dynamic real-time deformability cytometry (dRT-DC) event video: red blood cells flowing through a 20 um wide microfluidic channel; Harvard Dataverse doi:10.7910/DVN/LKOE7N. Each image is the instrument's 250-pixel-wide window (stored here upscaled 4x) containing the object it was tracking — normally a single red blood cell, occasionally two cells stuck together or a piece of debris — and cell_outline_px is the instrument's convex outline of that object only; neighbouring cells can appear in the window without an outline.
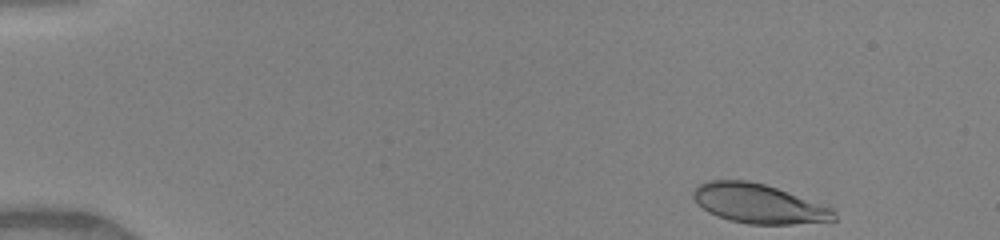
{"species": "human", "species_latin": "Homo sapiens", "temperature_condition": "warm", "stored_images_in_passage": 39, "camera_frame_rate_fps": 3000, "um_per_image_px": 0.085, "donor": {"sex": "female"}, "frame": {"image": 1, "passage_image": 1, "time_ms": 0.0, "image_size_px": [1000, 240], "cell_outline_px": [[836, 220], [792, 224], [748, 224], [728, 220], [716, 216], [708, 212], [696, 204], [692, 196], [692, 192], [700, 184], [708, 180], [748, 180], [764, 184], [776, 188], [832, 208], [836, 212]], "centroid_in_image_um": [64.43, 17.31], "position_along_channel_um": 20.6, "area_um2": 32.19}}
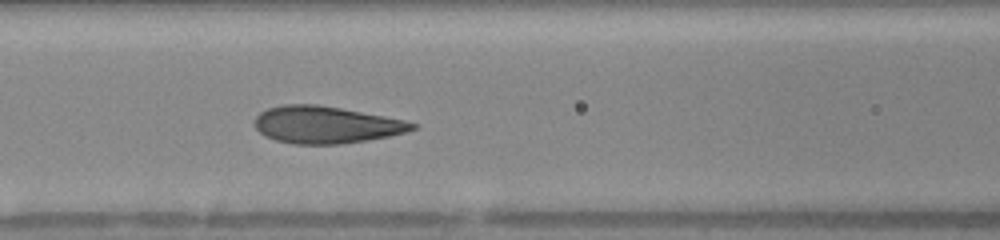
{"frame": {"image": 2, "passage_image": 18, "time_ms": 5.667, "image_size_px": [1000, 240], "cell_outline_px": [[416, 128], [404, 132], [388, 136], [368, 140], [340, 144], [292, 144], [276, 140], [264, 136], [256, 128], [256, 116], [260, 112], [268, 108], [284, 104], [316, 104], [340, 108], [384, 116], [404, 120], [416, 124]], "centroid_in_image_um": [27.67, 10.61], "position_along_channel_um": 138.9, "area_um2": 33.81}}
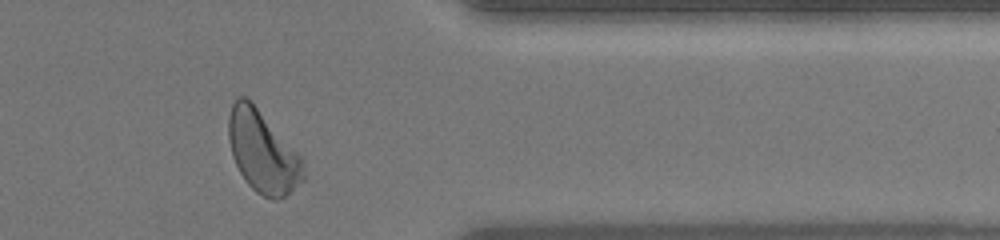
{"frame": {"image": 3, "passage_image": 37, "time_ms": 12.0, "image_size_px": [1000, 240], "cell_outline_px": [[304, 180], [280, 200], [272, 200], [256, 192], [244, 180], [232, 156], [228, 140], [228, 116], [232, 104], [236, 96], [244, 96], [256, 108], [300, 156], [304, 168]], "centroid_in_image_um": [22.29, 12.95], "position_along_channel_um": 389.1, "area_um2": 35.03}, "authors_computed_cell_mechanics": {"area_um2": 33.6974, "velocity_mm_per_s": 4.1009, "shape_relaxation_time_tau1_ms": 2.9251, "shape_relaxation_time_tau2_ms": null, "deformation_change_tau1": 0.1522, "deformation_change_tau2": null}}